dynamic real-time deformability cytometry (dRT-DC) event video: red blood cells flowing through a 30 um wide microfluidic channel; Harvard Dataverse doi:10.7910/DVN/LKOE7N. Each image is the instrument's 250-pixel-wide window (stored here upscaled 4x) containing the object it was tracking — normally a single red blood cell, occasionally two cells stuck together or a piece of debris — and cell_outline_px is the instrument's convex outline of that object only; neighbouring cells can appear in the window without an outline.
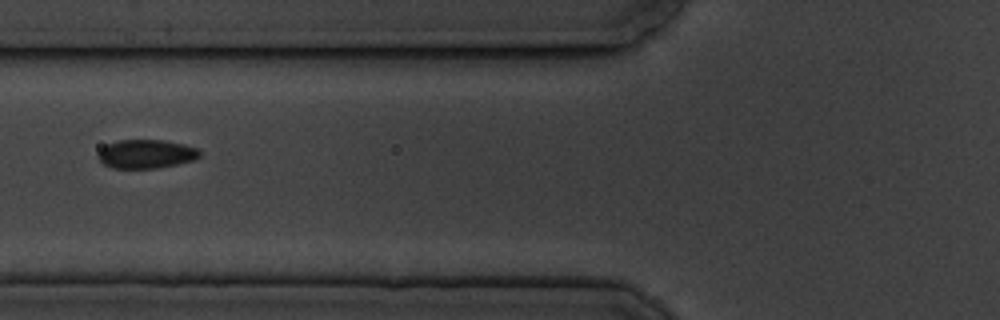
{"species": "common noctule bat (a hibernating species)", "species_latin": "Nyctalus noctula", "temperature_condition": "cold", "stored_images_in_passage": 13, "camera_frame_rate_fps": 3000, "um_per_image_px": 0.085, "animal": {"sex": "male", "body_mass_g": 19.5, "forearm_length_mm": 54.6}, "frame": {"image": 1, "passage_image": 6, "time_ms": 6.667, "image_size_px": [1000, 320], "cell_outline_px": [[200, 156], [192, 160], [176, 164], [156, 168], [112, 168], [104, 164], [96, 156], [100, 148], [116, 140], [164, 140], [184, 144], [200, 148]], "centroid_in_image_um": [12.41, 13.07], "position_along_channel_um": 113.4, "area_um2": 17.11}}
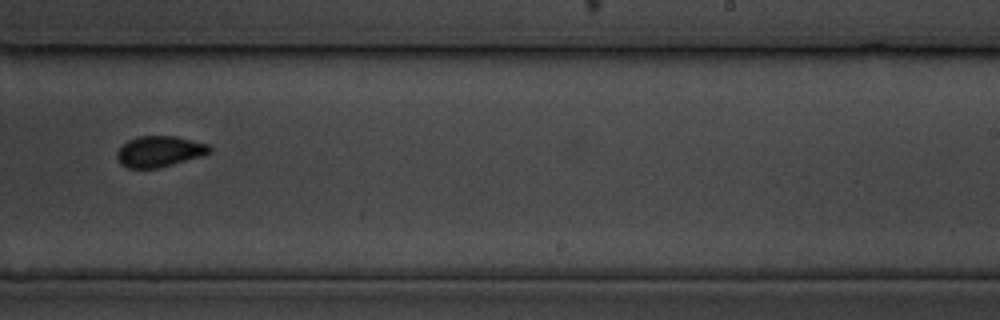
{"frame": {"image": 2, "passage_image": 10, "time_ms": 11.333, "image_size_px": [1000, 320], "cell_outline_px": [[212, 152], [200, 156], [160, 168], [128, 168], [120, 164], [116, 156], [116, 152], [128, 140], [140, 136], [176, 136], [208, 144], [212, 148]], "centroid_in_image_um": [13.55, 12.87], "position_along_channel_um": 275.4, "area_um2": 16.65}}
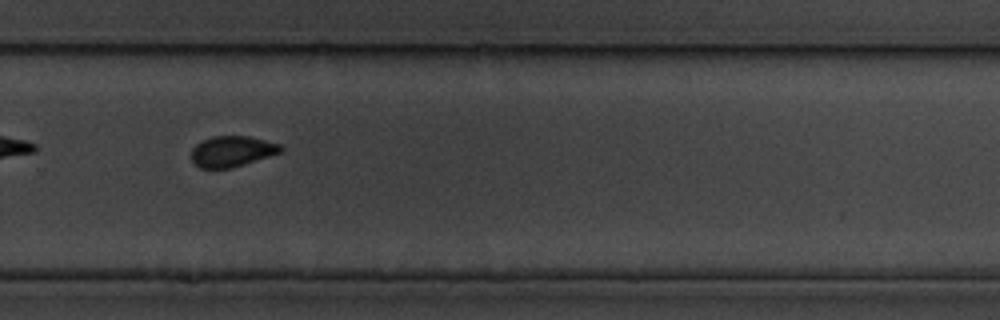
{"frame": {"image": 3, "passage_image": 11, "time_ms": 12.333, "image_size_px": [1000, 320], "cell_outline_px": [[284, 148], [280, 152], [232, 168], [200, 168], [192, 160], [192, 148], [196, 144], [212, 136], [248, 136], [280, 144]], "centroid_in_image_um": [19.71, 12.86], "position_along_channel_um": 310.1, "area_um2": 15.78}, "authors_computed_cell_mechanics": {"area_um2": 17.1088, "velocity_mm_per_s": 3.4861, "shape_relaxation_time_tau1_ms": 2.2821, "shape_relaxation_time_tau2_ms": 1.2683, "deformation_change_tau1": 0.0619, "deformation_change_tau2": 0.0235}}